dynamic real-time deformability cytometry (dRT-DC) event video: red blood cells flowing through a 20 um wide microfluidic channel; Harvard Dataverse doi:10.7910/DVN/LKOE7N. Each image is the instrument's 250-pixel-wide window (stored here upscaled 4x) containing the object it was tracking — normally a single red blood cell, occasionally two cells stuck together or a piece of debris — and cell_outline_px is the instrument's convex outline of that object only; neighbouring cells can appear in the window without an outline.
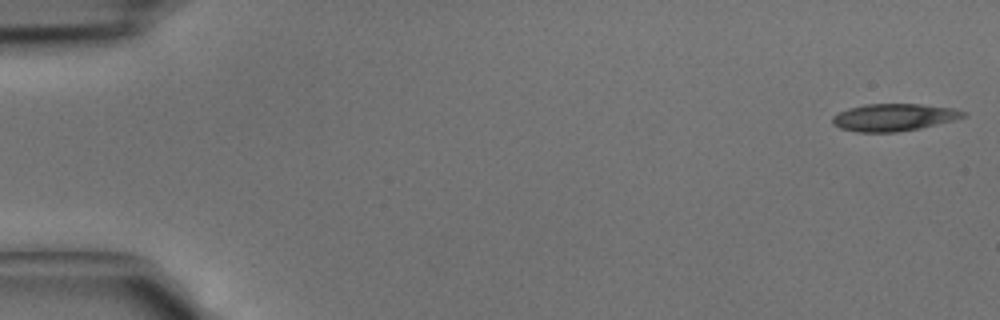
{"species": "common noctule bat (a hibernating species)", "species_latin": "Nyctalus noctula", "temperature_condition": "cold", "stored_images_in_passage": 11, "camera_frame_rate_fps": 3000, "um_per_image_px": 0.085, "animal": {"sex": "male", "body_mass_g": 15.6}, "frame": {"image": 1, "passage_image": 1, "time_ms": 0.0, "image_size_px": [1000, 320], "cell_outline_px": [[968, 116], [920, 128], [896, 132], [856, 132], [840, 128], [832, 124], [832, 116], [848, 108], [864, 104], [920, 104], [956, 108], [968, 112]], "centroid_in_image_um": [75.99, 9.96], "position_along_channel_um": 9.0, "area_um2": 20.92}}